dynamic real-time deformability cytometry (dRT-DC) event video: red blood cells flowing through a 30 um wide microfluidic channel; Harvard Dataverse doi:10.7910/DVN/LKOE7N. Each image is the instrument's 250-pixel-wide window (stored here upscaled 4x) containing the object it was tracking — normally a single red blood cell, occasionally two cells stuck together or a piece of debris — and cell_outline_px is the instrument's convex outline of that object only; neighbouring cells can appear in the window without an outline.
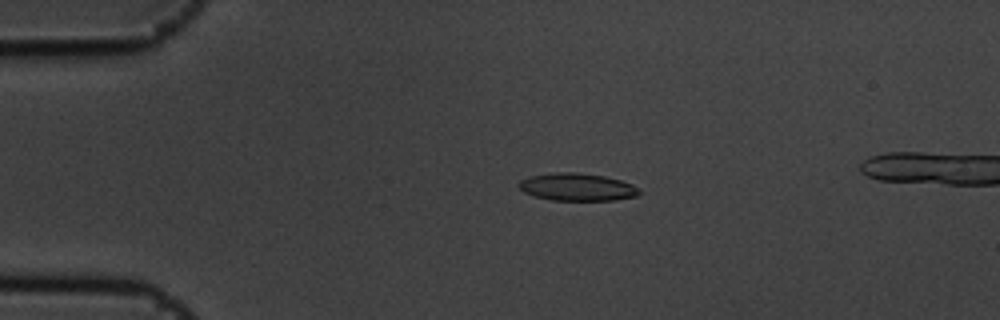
{"species": "common noctule bat (a hibernating species)", "species_latin": "Nyctalus noctula", "temperature_condition": "cold", "stored_images_in_passage": 14, "camera_frame_rate_fps": 3000, "um_per_image_px": 0.085, "animal": {"sex": "male", "body_mass_g": 19.5, "forearm_length_mm": 54.6}, "frame": {"image": 1, "passage_image": 3, "time_ms": 0.667, "image_size_px": [1000, 320], "cell_outline_px": [[640, 192], [636, 196], [616, 200], [552, 200], [536, 196], [524, 192], [520, 188], [520, 180], [532, 176], [556, 172], [576, 172], [604, 176], [620, 180], [632, 184]], "centroid_in_image_um": [49.07, 15.9], "position_along_channel_um": 35.9, "area_um2": 19.02}}
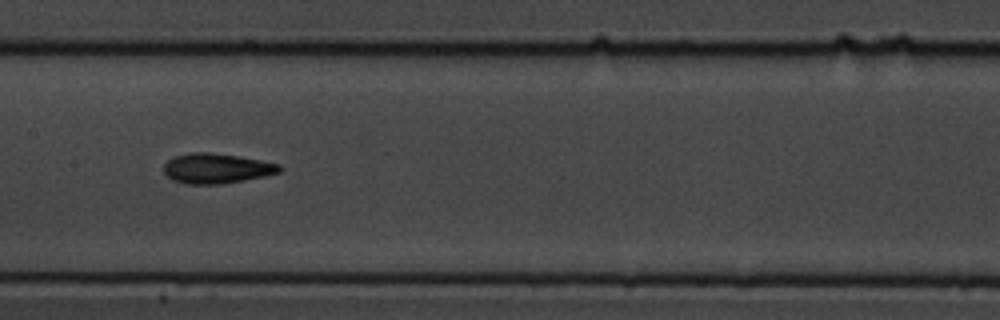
{"frame": {"image": 2, "passage_image": 7, "time_ms": 2.0, "image_size_px": [1000, 320], "cell_outline_px": [[284, 168], [280, 172], [264, 176], [224, 184], [188, 184], [172, 180], [164, 172], [164, 164], [172, 156], [192, 152], [208, 152], [236, 156], [260, 160], [280, 164]], "centroid_in_image_um": [18.4, 14.31], "position_along_channel_um": 189.0, "area_um2": 20.29}}
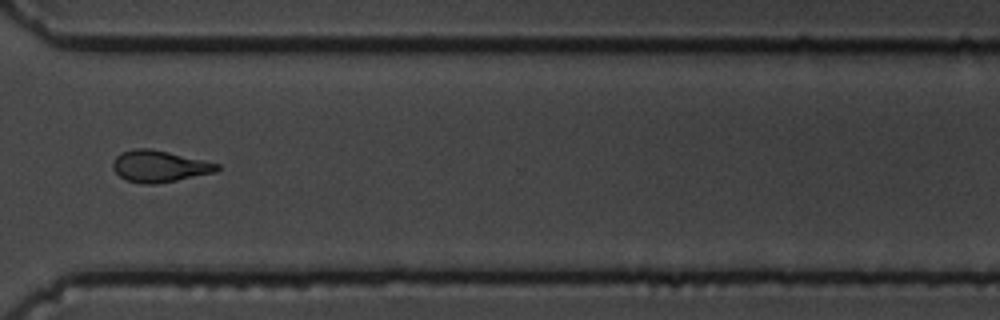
{"frame": {"image": 3, "passage_image": 11, "time_ms": 3.333, "image_size_px": [1000, 320], "cell_outline_px": [[220, 168], [216, 172], [176, 180], [152, 184], [144, 184], [128, 180], [120, 176], [112, 168], [112, 164], [116, 156], [120, 152], [136, 148], [148, 148], [168, 152], [204, 160], [220, 164]], "centroid_in_image_um": [13.54, 14.12], "position_along_channel_um": 357.1, "area_um2": 19.02}}